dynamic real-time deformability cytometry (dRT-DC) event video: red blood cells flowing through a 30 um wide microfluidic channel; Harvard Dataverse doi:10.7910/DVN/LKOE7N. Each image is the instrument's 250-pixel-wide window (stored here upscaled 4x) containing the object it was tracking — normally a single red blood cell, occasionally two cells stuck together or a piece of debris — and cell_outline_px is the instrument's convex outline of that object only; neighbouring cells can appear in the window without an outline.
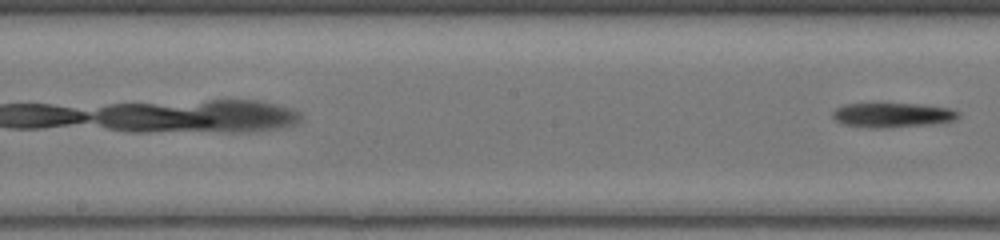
{"species": "common noctule bat (a hibernating species)", "species_latin": "Nyctalus noctula", "temperature_condition": "warm", "stored_images_in_passage": 14, "camera_frame_rate_fps": 3000, "um_per_image_px": 0.085, "animal": {"sex": "female", "body_mass_g": 17.0, "forearm_length_mm": 48.0}, "frame": {"image": 1, "passage_image": 14, "time_ms": 4.333, "image_size_px": [1000, 240], "cell_outline_px": [[960, 116], [952, 120], [932, 124], [884, 128], [872, 128], [840, 124], [832, 116], [832, 112], [836, 108], [844, 104], [916, 104], [948, 108], [960, 112]], "centroid_in_image_um": [75.81, 9.79], "position_along_channel_um": 172.4, "area_um2": 17.86}}